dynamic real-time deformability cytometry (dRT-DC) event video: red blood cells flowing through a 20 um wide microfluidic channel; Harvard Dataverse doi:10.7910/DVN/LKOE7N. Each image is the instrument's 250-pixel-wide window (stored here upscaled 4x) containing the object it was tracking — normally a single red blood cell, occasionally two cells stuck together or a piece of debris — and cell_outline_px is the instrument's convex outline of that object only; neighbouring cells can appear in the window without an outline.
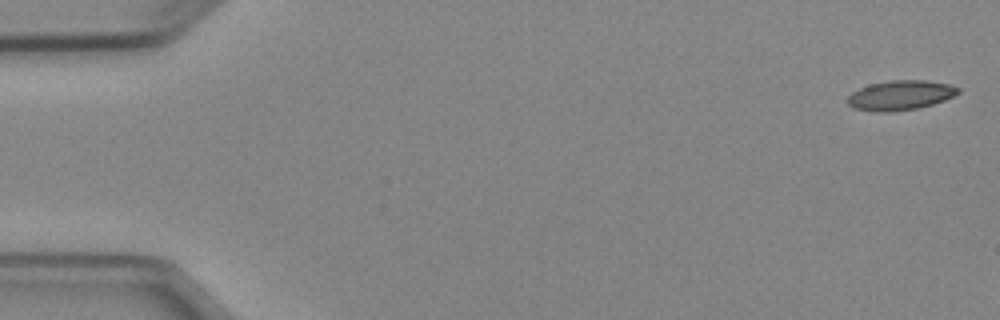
{"species": "Egyptian fruit bat (a non-hibernating species)", "species_latin": "Rousettus aegyptiacus", "temperature_condition": "cold", "stored_images_in_passage": 6, "segment_of_instrument_passage": [2, 2], "camera_frame_rate_fps": 3000, "um_per_image_px": 0.085, "animal": {"sex": "female"}, "frame": {"image": 1, "passage_image": 6, "time_ms": 6.0, "image_size_px": [1000, 320], "cell_outline_px": [[960, 92], [944, 100], [920, 108], [892, 112], [876, 112], [852, 108], [848, 104], [848, 96], [852, 92], [860, 88], [872, 84], [892, 80], [924, 80], [948, 84], [960, 88]], "centroid_in_image_um": [76.52, 8.11], "position_along_channel_um": 8.5, "area_um2": 19.07}}